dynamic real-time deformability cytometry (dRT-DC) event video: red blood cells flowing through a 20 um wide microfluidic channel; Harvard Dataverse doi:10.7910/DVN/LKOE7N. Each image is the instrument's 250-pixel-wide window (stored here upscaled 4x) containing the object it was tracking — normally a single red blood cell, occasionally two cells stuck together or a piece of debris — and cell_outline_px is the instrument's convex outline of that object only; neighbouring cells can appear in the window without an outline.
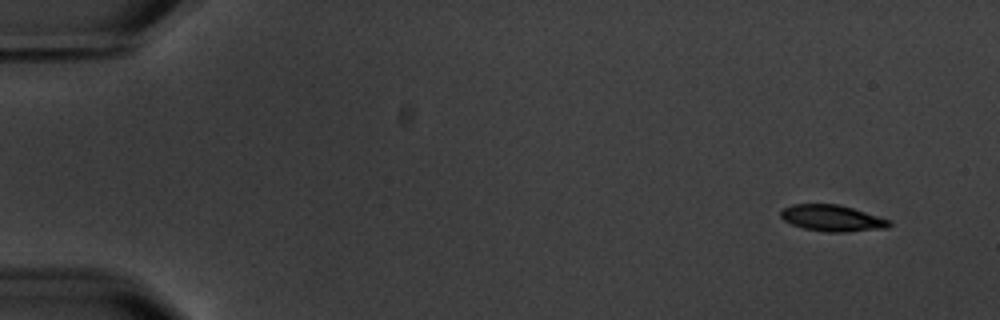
{"species": "common noctule bat (a hibernating species)", "species_latin": "Nyctalus noctula", "temperature_condition": "warm", "stored_images_in_passage": 5, "camera_frame_rate_fps": 3000, "um_per_image_px": 0.085, "animal": {"sex": "male", "body_mass_g": 20.1, "forearm_length_mm": 53.5}, "frame": {"image": 1, "passage_image": 1, "time_ms": 0.0, "image_size_px": [1000, 320], "cell_outline_px": [[892, 224], [888, 228], [848, 232], [824, 232], [804, 228], [792, 224], [784, 220], [780, 216], [780, 212], [784, 208], [792, 204], [836, 204], [852, 208], [892, 220]], "centroid_in_image_um": [70.77, 18.55], "position_along_channel_um": 14.2, "area_um2": 16.7}}
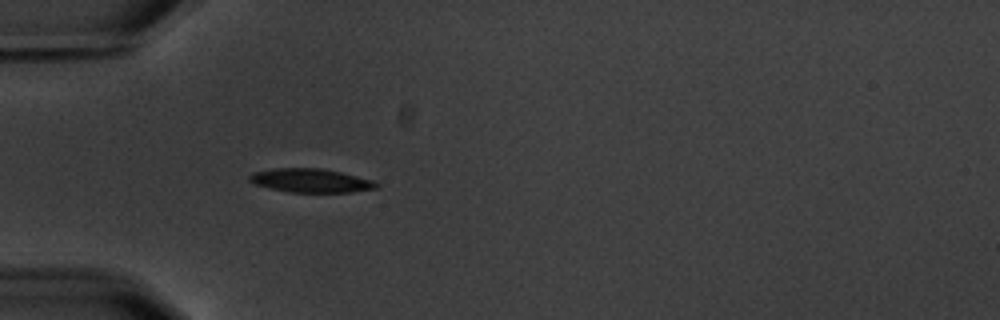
{"frame": {"image": 2, "passage_image": 5, "time_ms": 4.667, "image_size_px": [1000, 320], "cell_outline_px": [[380, 184], [376, 188], [352, 192], [288, 192], [256, 184], [248, 180], [248, 176], [252, 172], [272, 168], [320, 168], [340, 172], [372, 180]], "centroid_in_image_um": [26.39, 15.34], "position_along_channel_um": 58.6, "area_um2": 17.46}}